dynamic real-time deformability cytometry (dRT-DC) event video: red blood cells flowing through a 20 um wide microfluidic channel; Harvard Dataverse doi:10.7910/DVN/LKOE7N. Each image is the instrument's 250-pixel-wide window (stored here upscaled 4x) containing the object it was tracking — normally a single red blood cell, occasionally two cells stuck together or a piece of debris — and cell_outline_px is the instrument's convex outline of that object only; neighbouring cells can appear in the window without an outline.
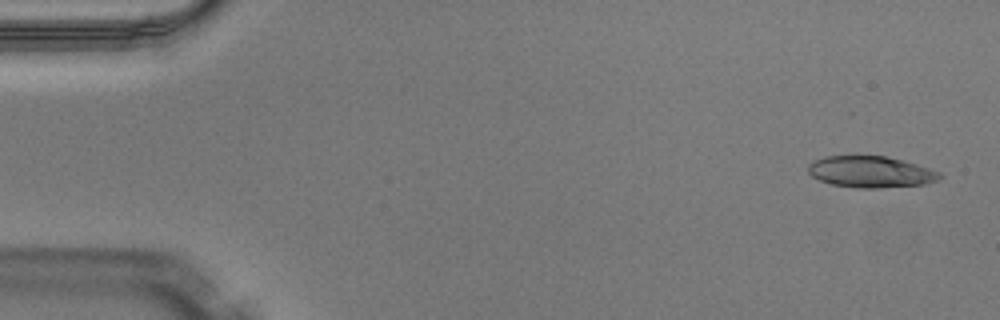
{"species": "Egyptian fruit bat (a non-hibernating species)", "species_latin": "Rousettus aegyptiacus", "temperature_condition": "warm", "stored_images_in_passage": 48, "camera_frame_rate_fps": 3000, "um_per_image_px": 0.085, "animal": {"sex": "male"}, "frame": {"image": 1, "passage_image": 2, "time_ms": 0.333, "image_size_px": [1000, 320], "cell_outline_px": [[944, 176], [936, 180], [924, 184], [880, 188], [856, 188], [832, 184], [820, 180], [812, 176], [808, 172], [808, 164], [824, 156], [884, 156], [904, 160], [940, 172]], "centroid_in_image_um": [74.01, 14.61], "position_along_channel_um": 11.0, "area_um2": 23.99}}
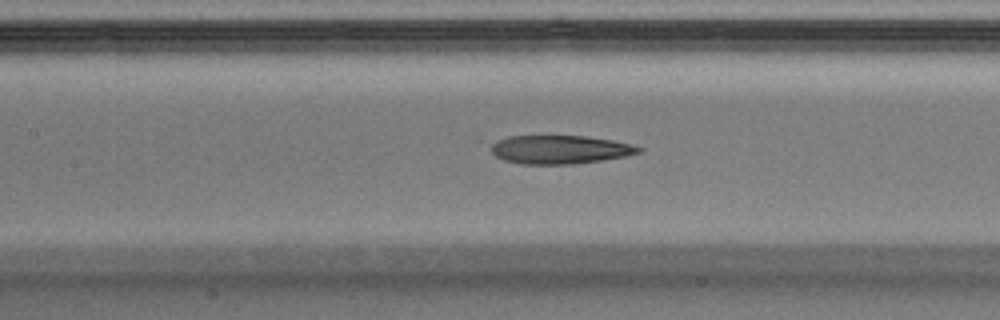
{"frame": {"image": 2, "passage_image": 22, "time_ms": 7.0, "image_size_px": [1000, 320], "cell_outline_px": [[644, 148], [640, 152], [624, 156], [600, 160], [572, 164], [520, 164], [504, 160], [496, 156], [492, 152], [492, 144], [496, 140], [508, 136], [584, 136], [612, 140]], "centroid_in_image_um": [47.55, 12.71], "position_along_channel_um": 159.8, "area_um2": 24.28}}
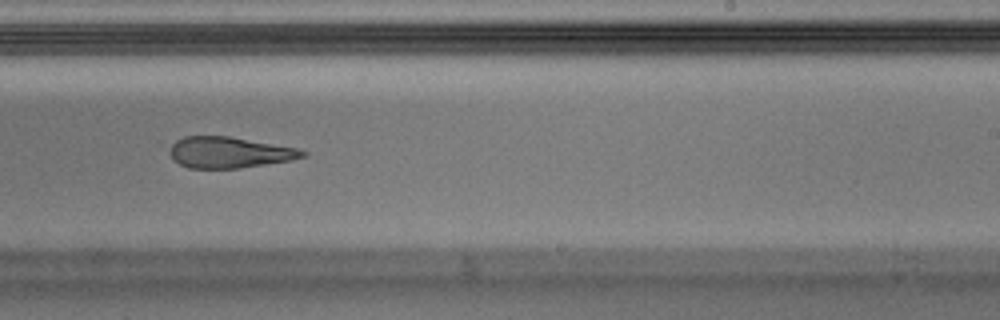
{"frame": {"image": 3, "passage_image": 30, "time_ms": 9.667, "image_size_px": [1000, 320], "cell_outline_px": [[308, 156], [292, 160], [236, 168], [188, 168], [180, 164], [168, 152], [172, 144], [176, 140], [184, 136], [228, 136], [296, 148], [308, 152]], "centroid_in_image_um": [19.49, 12.95], "position_along_channel_um": 269.5, "area_um2": 23.81}, "authors_computed_cell_mechanics": {"area_um2": 25.2586, "velocity_mm_per_s": 4.1251, "shape_relaxation_time_tau1_ms": null, "shape_relaxation_time_tau2_ms": 5.5502, "deformation_change_tau1": null, "deformation_change_tau2": 0.1881}}